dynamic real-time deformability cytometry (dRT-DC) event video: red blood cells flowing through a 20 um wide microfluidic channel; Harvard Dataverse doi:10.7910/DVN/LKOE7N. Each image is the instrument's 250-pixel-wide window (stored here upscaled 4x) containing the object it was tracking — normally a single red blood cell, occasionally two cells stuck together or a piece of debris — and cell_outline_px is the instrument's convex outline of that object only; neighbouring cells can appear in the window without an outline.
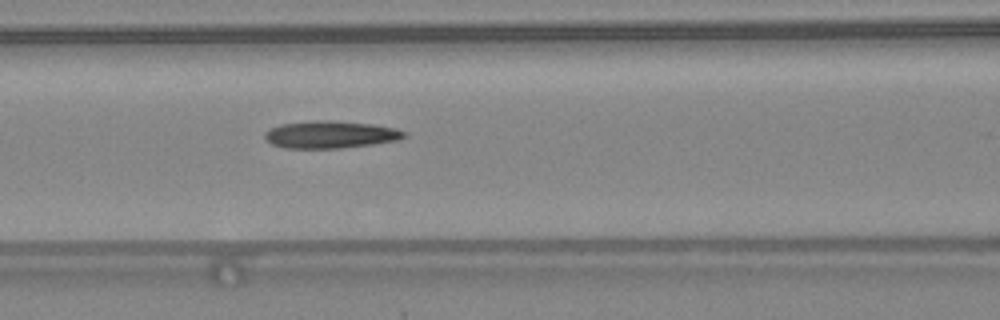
{"species": "common noctule bat (a hibernating species)", "species_latin": "Nyctalus noctula", "temperature_condition": "warm", "stored_images_in_passage": 48, "camera_frame_rate_fps": 3000, "um_per_image_px": 0.085, "animal": {"sex": "female", "body_mass_g": 24.6, "forearm_length_mm": 56.2}, "frame": {"image": 1, "passage_image": 21, "time_ms": 6.667, "image_size_px": [1000, 320], "cell_outline_px": [[408, 132], [400, 140], [372, 144], [340, 148], [284, 148], [272, 144], [264, 140], [264, 132], [280, 124], [316, 120], [332, 120], [372, 124], [396, 128]], "centroid_in_image_um": [28.08, 11.43], "position_along_channel_um": 138.5, "area_um2": 22.31}}
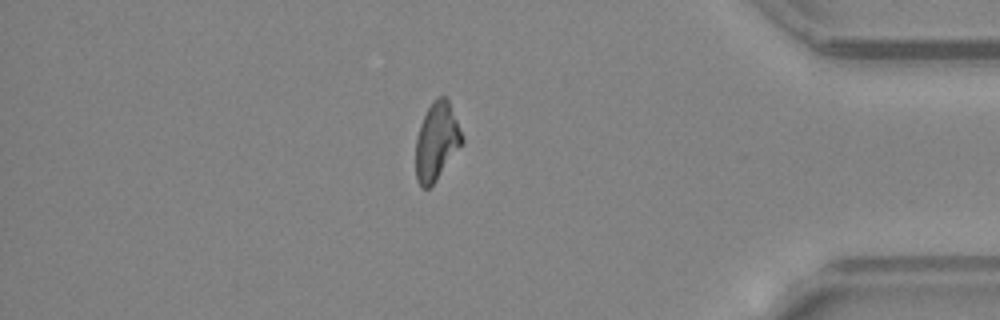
{"frame": {"image": 2, "passage_image": 41, "time_ms": 13.333, "image_size_px": [1000, 320], "cell_outline_px": [[464, 144], [436, 180], [428, 188], [420, 188], [416, 180], [416, 136], [420, 124], [432, 100], [440, 96], [444, 96], [448, 100], [464, 140]], "centroid_in_image_um": [37.11, 12.05], "position_along_channel_um": 398.1, "area_um2": 20.98}}
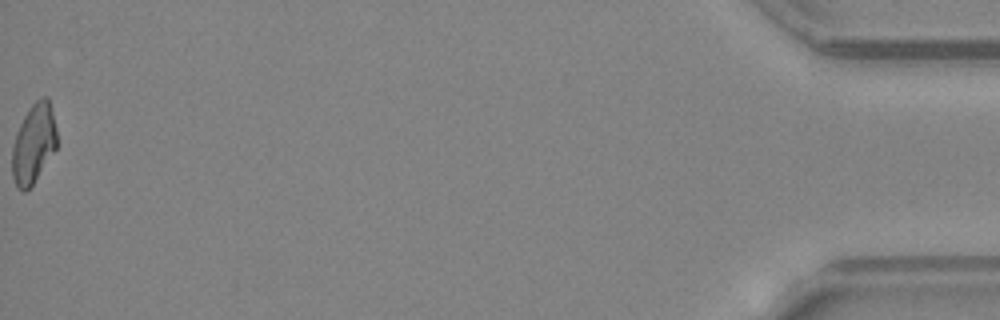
{"frame": {"image": 3, "passage_image": 48, "time_ms": 15.667, "image_size_px": [1000, 320], "cell_outline_px": [[56, 148], [32, 184], [24, 192], [16, 188], [12, 176], [12, 148], [16, 132], [28, 108], [40, 96], [48, 96], [56, 128]], "centroid_in_image_um": [2.84, 12.18], "position_along_channel_um": 432.4, "area_um2": 20.58}, "authors_computed_cell_mechanics": {"area_um2": 21.5016, "velocity_mm_per_s": 4.3892, "shape_relaxation_time_tau1_ms": null, "shape_relaxation_time_tau2_ms": 3.8404, "deformation_change_tau1": null, "deformation_change_tau2": 0.1519}}